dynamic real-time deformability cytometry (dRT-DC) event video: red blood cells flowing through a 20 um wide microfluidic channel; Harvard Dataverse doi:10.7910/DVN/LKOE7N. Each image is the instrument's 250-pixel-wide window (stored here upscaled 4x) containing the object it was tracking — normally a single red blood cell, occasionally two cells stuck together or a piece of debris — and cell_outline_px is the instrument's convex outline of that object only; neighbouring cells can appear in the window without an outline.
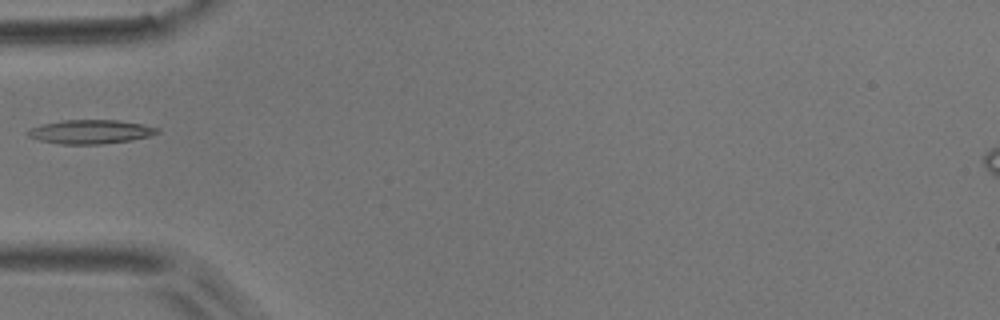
{"species": "common noctule bat (a hibernating species)", "species_latin": "Nyctalus noctula", "temperature_condition": "room temperature", "stored_images_in_passage": 4, "camera_frame_rate_fps": 3000, "um_per_image_px": 0.085, "animal": {"sex": "male", "body_mass_g": 17.9}, "frame": {"image": 1, "passage_image": 4, "time_ms": 3.333, "image_size_px": [1000, 320], "cell_outline_px": [[160, 132], [148, 136], [132, 140], [100, 144], [60, 144], [40, 140], [28, 136], [24, 132], [32, 128], [44, 124], [64, 120], [116, 120], [144, 124], [160, 128]], "centroid_in_image_um": [7.72, 11.2], "position_along_channel_um": 77.3, "area_um2": 17.98}}